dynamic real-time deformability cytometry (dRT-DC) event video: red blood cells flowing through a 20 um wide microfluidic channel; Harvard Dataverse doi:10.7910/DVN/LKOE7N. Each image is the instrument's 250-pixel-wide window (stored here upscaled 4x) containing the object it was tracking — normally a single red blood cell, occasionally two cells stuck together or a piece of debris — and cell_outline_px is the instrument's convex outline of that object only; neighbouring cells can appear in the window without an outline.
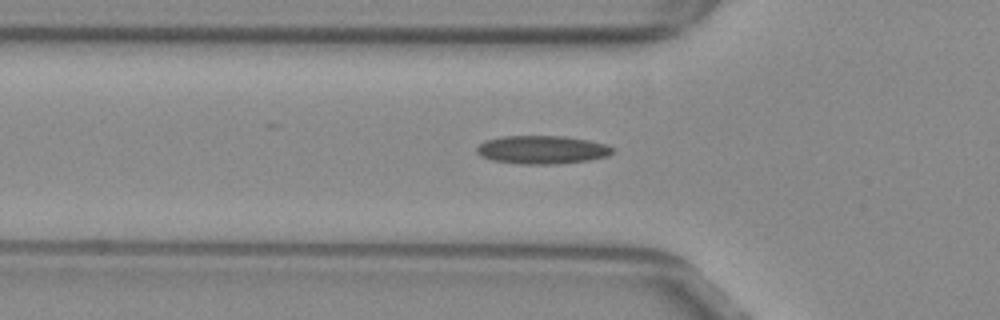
{"species": "common noctule bat (a hibernating species)", "species_latin": "Nyctalus noctula", "temperature_condition": "warm", "stored_images_in_passage": 40, "camera_frame_rate_fps": 3000, "um_per_image_px": 0.085, "animal": {"sex": "female", "body_mass_g": 29.2, "forearm_length_mm": 56.3}, "frame": {"image": 1, "passage_image": 5, "time_ms": 1.333, "image_size_px": [1000, 320], "cell_outline_px": [[612, 152], [608, 156], [588, 160], [556, 164], [520, 164], [492, 160], [480, 156], [476, 152], [476, 148], [484, 140], [504, 136], [564, 136], [588, 140], [604, 144], [612, 148]], "centroid_in_image_um": [46.03, 12.73], "position_along_channel_um": 79.8, "area_um2": 22.31}}
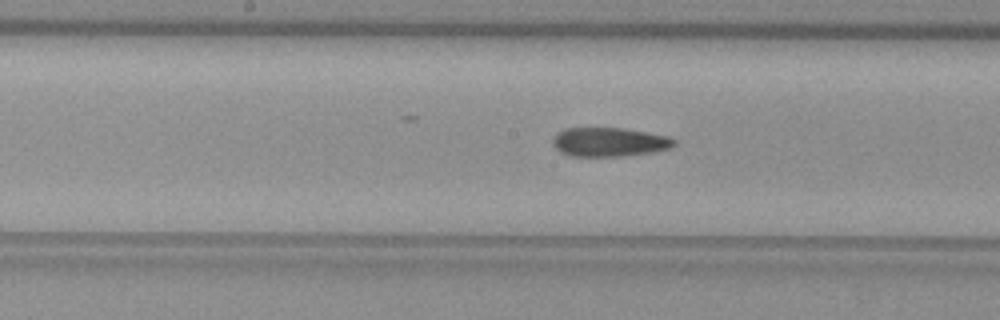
{"frame": {"image": 2, "passage_image": 14, "time_ms": 4.333, "image_size_px": [1000, 320], "cell_outline_px": [[676, 144], [672, 148], [652, 152], [624, 156], [572, 156], [560, 152], [552, 144], [552, 136], [556, 132], [564, 128], [620, 128], [668, 136], [676, 140]], "centroid_in_image_um": [51.76, 12.07], "position_along_channel_um": 196.4, "area_um2": 20.63}}
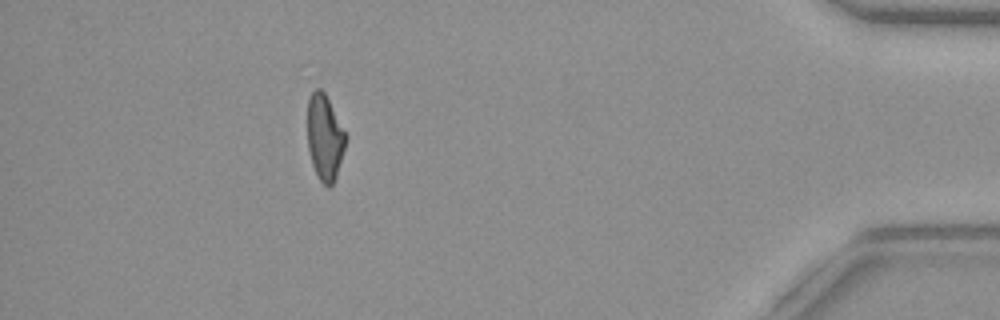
{"frame": {"image": 3, "passage_image": 35, "time_ms": 11.333, "image_size_px": [1000, 320], "cell_outline_px": [[348, 136], [336, 176], [332, 184], [328, 188], [320, 180], [312, 164], [308, 148], [308, 100], [312, 92], [316, 88], [320, 88], [324, 92]], "centroid_in_image_um": [27.61, 11.67], "position_along_channel_um": 407.6, "area_um2": 18.9}}